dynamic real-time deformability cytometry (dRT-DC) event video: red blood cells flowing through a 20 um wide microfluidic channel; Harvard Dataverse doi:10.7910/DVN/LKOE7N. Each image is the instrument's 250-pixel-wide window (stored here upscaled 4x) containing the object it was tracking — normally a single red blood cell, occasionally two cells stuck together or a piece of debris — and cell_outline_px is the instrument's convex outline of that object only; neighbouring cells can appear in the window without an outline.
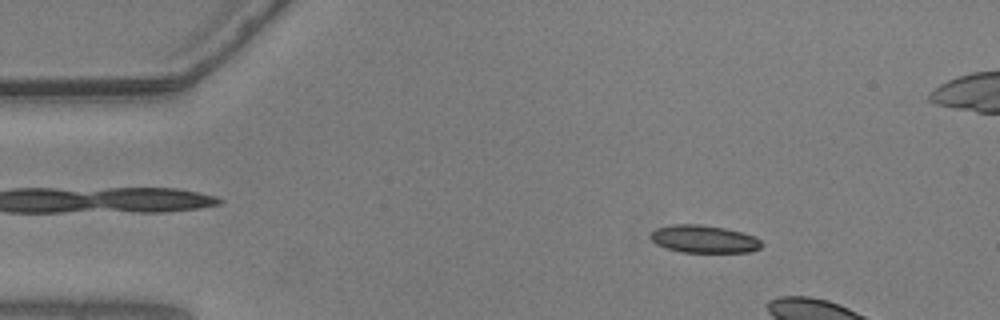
{"species": "common noctule bat (a hibernating species)", "species_latin": "Nyctalus noctula", "temperature_condition": "warm", "stored_images_in_passage": 13, "camera_frame_rate_fps": 3000, "um_per_image_px": 0.085, "animal": {"sex": "male", "body_mass_g": 20.5, "forearm_length_mm": 52.5}, "frame": {"image": 1, "passage_image": 8, "time_ms": 2.333, "image_size_px": [1000, 320], "cell_outline_px": [[764, 244], [760, 248], [748, 252], [680, 252], [656, 244], [648, 236], [656, 228], [672, 224], [700, 224], [724, 228], [756, 236]], "centroid_in_image_um": [59.83, 20.31], "position_along_channel_um": 25.2, "area_um2": 17.92}}